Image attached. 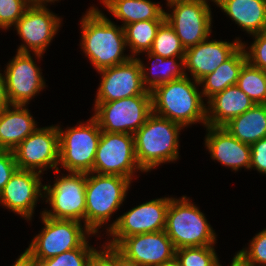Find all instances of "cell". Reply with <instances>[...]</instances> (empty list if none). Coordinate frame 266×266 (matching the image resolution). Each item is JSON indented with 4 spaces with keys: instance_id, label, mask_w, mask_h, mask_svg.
Wrapping results in <instances>:
<instances>
[{
    "instance_id": "5b68a950",
    "label": "cell",
    "mask_w": 266,
    "mask_h": 266,
    "mask_svg": "<svg viewBox=\"0 0 266 266\" xmlns=\"http://www.w3.org/2000/svg\"><path fill=\"white\" fill-rule=\"evenodd\" d=\"M164 231L175 249L216 243V234L206 217L186 196L171 197Z\"/></svg>"
},
{
    "instance_id": "f6af8a7d",
    "label": "cell",
    "mask_w": 266,
    "mask_h": 266,
    "mask_svg": "<svg viewBox=\"0 0 266 266\" xmlns=\"http://www.w3.org/2000/svg\"><path fill=\"white\" fill-rule=\"evenodd\" d=\"M206 1H208V0H206ZM212 1L218 6L224 0H212Z\"/></svg>"
},
{
    "instance_id": "ffe728a7",
    "label": "cell",
    "mask_w": 266,
    "mask_h": 266,
    "mask_svg": "<svg viewBox=\"0 0 266 266\" xmlns=\"http://www.w3.org/2000/svg\"><path fill=\"white\" fill-rule=\"evenodd\" d=\"M208 134L205 146L213 160L230 167L234 171L245 167L250 169L251 146L233 137L223 126H205Z\"/></svg>"
},
{
    "instance_id": "ee69618b",
    "label": "cell",
    "mask_w": 266,
    "mask_h": 266,
    "mask_svg": "<svg viewBox=\"0 0 266 266\" xmlns=\"http://www.w3.org/2000/svg\"><path fill=\"white\" fill-rule=\"evenodd\" d=\"M54 1H58V0H39V5H47V3H49V2H53L54 3Z\"/></svg>"
},
{
    "instance_id": "3957f363",
    "label": "cell",
    "mask_w": 266,
    "mask_h": 266,
    "mask_svg": "<svg viewBox=\"0 0 266 266\" xmlns=\"http://www.w3.org/2000/svg\"><path fill=\"white\" fill-rule=\"evenodd\" d=\"M184 127L179 123L152 113L134 133L137 163L148 172L162 163L179 157V132Z\"/></svg>"
},
{
    "instance_id": "f546056e",
    "label": "cell",
    "mask_w": 266,
    "mask_h": 266,
    "mask_svg": "<svg viewBox=\"0 0 266 266\" xmlns=\"http://www.w3.org/2000/svg\"><path fill=\"white\" fill-rule=\"evenodd\" d=\"M185 51L173 27L164 20L156 32L150 52L163 58H171L184 57Z\"/></svg>"
},
{
    "instance_id": "4316f807",
    "label": "cell",
    "mask_w": 266,
    "mask_h": 266,
    "mask_svg": "<svg viewBox=\"0 0 266 266\" xmlns=\"http://www.w3.org/2000/svg\"><path fill=\"white\" fill-rule=\"evenodd\" d=\"M147 56L149 57L148 59L153 60L151 68L145 67L140 58L137 59L140 61L141 65L143 85L148 91H152L158 85L182 78L187 75V72L184 70V57L163 58L162 56L151 53L150 51L147 52ZM156 68L159 69L157 71L160 72H155ZM149 69H151L152 72H147Z\"/></svg>"
},
{
    "instance_id": "d4e9b609",
    "label": "cell",
    "mask_w": 266,
    "mask_h": 266,
    "mask_svg": "<svg viewBox=\"0 0 266 266\" xmlns=\"http://www.w3.org/2000/svg\"><path fill=\"white\" fill-rule=\"evenodd\" d=\"M246 144H253L266 137V104H255L243 114L232 118L223 126Z\"/></svg>"
},
{
    "instance_id": "5bb4252c",
    "label": "cell",
    "mask_w": 266,
    "mask_h": 266,
    "mask_svg": "<svg viewBox=\"0 0 266 266\" xmlns=\"http://www.w3.org/2000/svg\"><path fill=\"white\" fill-rule=\"evenodd\" d=\"M60 25V17L50 12L46 5L32 3L14 25L17 34L24 41L17 52L30 53L32 51L33 55L41 58L57 34Z\"/></svg>"
},
{
    "instance_id": "e0dca14e",
    "label": "cell",
    "mask_w": 266,
    "mask_h": 266,
    "mask_svg": "<svg viewBox=\"0 0 266 266\" xmlns=\"http://www.w3.org/2000/svg\"><path fill=\"white\" fill-rule=\"evenodd\" d=\"M115 249L141 266H159L175 259V247L162 230L125 237Z\"/></svg>"
},
{
    "instance_id": "8d00e7d4",
    "label": "cell",
    "mask_w": 266,
    "mask_h": 266,
    "mask_svg": "<svg viewBox=\"0 0 266 266\" xmlns=\"http://www.w3.org/2000/svg\"><path fill=\"white\" fill-rule=\"evenodd\" d=\"M251 146V168L259 173L266 174V137L253 143Z\"/></svg>"
},
{
    "instance_id": "ac0fdd59",
    "label": "cell",
    "mask_w": 266,
    "mask_h": 266,
    "mask_svg": "<svg viewBox=\"0 0 266 266\" xmlns=\"http://www.w3.org/2000/svg\"><path fill=\"white\" fill-rule=\"evenodd\" d=\"M40 174L17 169L0 192V203L22 218L31 220L38 198L44 197Z\"/></svg>"
},
{
    "instance_id": "c3c4849f",
    "label": "cell",
    "mask_w": 266,
    "mask_h": 266,
    "mask_svg": "<svg viewBox=\"0 0 266 266\" xmlns=\"http://www.w3.org/2000/svg\"><path fill=\"white\" fill-rule=\"evenodd\" d=\"M213 266H222L219 262V260L213 265Z\"/></svg>"
},
{
    "instance_id": "30bf717a",
    "label": "cell",
    "mask_w": 266,
    "mask_h": 266,
    "mask_svg": "<svg viewBox=\"0 0 266 266\" xmlns=\"http://www.w3.org/2000/svg\"><path fill=\"white\" fill-rule=\"evenodd\" d=\"M51 185H44V197L52 210H44L42 214L55 219L84 220L85 226V186L86 173L69 172L58 177Z\"/></svg>"
},
{
    "instance_id": "2e32d148",
    "label": "cell",
    "mask_w": 266,
    "mask_h": 266,
    "mask_svg": "<svg viewBox=\"0 0 266 266\" xmlns=\"http://www.w3.org/2000/svg\"><path fill=\"white\" fill-rule=\"evenodd\" d=\"M4 70L6 94L10 105H26L42 91L45 80L30 53L17 52Z\"/></svg>"
},
{
    "instance_id": "44dd1931",
    "label": "cell",
    "mask_w": 266,
    "mask_h": 266,
    "mask_svg": "<svg viewBox=\"0 0 266 266\" xmlns=\"http://www.w3.org/2000/svg\"><path fill=\"white\" fill-rule=\"evenodd\" d=\"M207 104L208 126H224L232 118L243 114L255 105L237 85L227 87L222 92L215 94Z\"/></svg>"
},
{
    "instance_id": "8992f818",
    "label": "cell",
    "mask_w": 266,
    "mask_h": 266,
    "mask_svg": "<svg viewBox=\"0 0 266 266\" xmlns=\"http://www.w3.org/2000/svg\"><path fill=\"white\" fill-rule=\"evenodd\" d=\"M41 219L44 224L42 231L24 252L36 265L42 260L79 248L93 234L75 220L49 218L43 214Z\"/></svg>"
},
{
    "instance_id": "681fc988",
    "label": "cell",
    "mask_w": 266,
    "mask_h": 266,
    "mask_svg": "<svg viewBox=\"0 0 266 266\" xmlns=\"http://www.w3.org/2000/svg\"><path fill=\"white\" fill-rule=\"evenodd\" d=\"M263 73H264V76H265V79H266V69L263 70Z\"/></svg>"
},
{
    "instance_id": "b9f144b4",
    "label": "cell",
    "mask_w": 266,
    "mask_h": 266,
    "mask_svg": "<svg viewBox=\"0 0 266 266\" xmlns=\"http://www.w3.org/2000/svg\"><path fill=\"white\" fill-rule=\"evenodd\" d=\"M159 266H180L179 263L174 259L173 261L171 262H168V263H165V264H162V265H159Z\"/></svg>"
},
{
    "instance_id": "4dcf8cb0",
    "label": "cell",
    "mask_w": 266,
    "mask_h": 266,
    "mask_svg": "<svg viewBox=\"0 0 266 266\" xmlns=\"http://www.w3.org/2000/svg\"><path fill=\"white\" fill-rule=\"evenodd\" d=\"M175 260L180 266H213L219 259L214 245L185 247L175 250Z\"/></svg>"
},
{
    "instance_id": "7a4b0ae2",
    "label": "cell",
    "mask_w": 266,
    "mask_h": 266,
    "mask_svg": "<svg viewBox=\"0 0 266 266\" xmlns=\"http://www.w3.org/2000/svg\"><path fill=\"white\" fill-rule=\"evenodd\" d=\"M196 80L182 78L158 85L151 91L152 113L179 123L184 128L195 123L207 125V106Z\"/></svg>"
},
{
    "instance_id": "7bdbcfd3",
    "label": "cell",
    "mask_w": 266,
    "mask_h": 266,
    "mask_svg": "<svg viewBox=\"0 0 266 266\" xmlns=\"http://www.w3.org/2000/svg\"><path fill=\"white\" fill-rule=\"evenodd\" d=\"M231 266H243L238 260L236 255H234L232 262H231Z\"/></svg>"
},
{
    "instance_id": "cb8c5ba5",
    "label": "cell",
    "mask_w": 266,
    "mask_h": 266,
    "mask_svg": "<svg viewBox=\"0 0 266 266\" xmlns=\"http://www.w3.org/2000/svg\"><path fill=\"white\" fill-rule=\"evenodd\" d=\"M245 47L246 44L241 43V46L214 72L199 81V84H203L202 96L207 97V100L227 87L237 84L241 68L247 62Z\"/></svg>"
},
{
    "instance_id": "7dc6e473",
    "label": "cell",
    "mask_w": 266,
    "mask_h": 266,
    "mask_svg": "<svg viewBox=\"0 0 266 266\" xmlns=\"http://www.w3.org/2000/svg\"><path fill=\"white\" fill-rule=\"evenodd\" d=\"M168 3L167 4H170L172 2H175V1H182V0H166Z\"/></svg>"
},
{
    "instance_id": "60d3db41",
    "label": "cell",
    "mask_w": 266,
    "mask_h": 266,
    "mask_svg": "<svg viewBox=\"0 0 266 266\" xmlns=\"http://www.w3.org/2000/svg\"><path fill=\"white\" fill-rule=\"evenodd\" d=\"M118 266H141L138 263L132 262L130 260H127L124 256H122L118 252Z\"/></svg>"
},
{
    "instance_id": "83f0119b",
    "label": "cell",
    "mask_w": 266,
    "mask_h": 266,
    "mask_svg": "<svg viewBox=\"0 0 266 266\" xmlns=\"http://www.w3.org/2000/svg\"><path fill=\"white\" fill-rule=\"evenodd\" d=\"M164 20H143L125 25L126 46L130 47L132 58L142 52H149L156 32Z\"/></svg>"
},
{
    "instance_id": "d590c367",
    "label": "cell",
    "mask_w": 266,
    "mask_h": 266,
    "mask_svg": "<svg viewBox=\"0 0 266 266\" xmlns=\"http://www.w3.org/2000/svg\"><path fill=\"white\" fill-rule=\"evenodd\" d=\"M17 169L13 151L0 150V192Z\"/></svg>"
},
{
    "instance_id": "ba28073f",
    "label": "cell",
    "mask_w": 266,
    "mask_h": 266,
    "mask_svg": "<svg viewBox=\"0 0 266 266\" xmlns=\"http://www.w3.org/2000/svg\"><path fill=\"white\" fill-rule=\"evenodd\" d=\"M94 105L92 117L101 131L109 133L134 135L152 114L151 95H136Z\"/></svg>"
},
{
    "instance_id": "74e56055",
    "label": "cell",
    "mask_w": 266,
    "mask_h": 266,
    "mask_svg": "<svg viewBox=\"0 0 266 266\" xmlns=\"http://www.w3.org/2000/svg\"><path fill=\"white\" fill-rule=\"evenodd\" d=\"M103 247L94 254L88 266H118V251L107 245Z\"/></svg>"
},
{
    "instance_id": "7402d4cb",
    "label": "cell",
    "mask_w": 266,
    "mask_h": 266,
    "mask_svg": "<svg viewBox=\"0 0 266 266\" xmlns=\"http://www.w3.org/2000/svg\"><path fill=\"white\" fill-rule=\"evenodd\" d=\"M26 105H8L0 113V150H14L36 129Z\"/></svg>"
},
{
    "instance_id": "4fadbf2b",
    "label": "cell",
    "mask_w": 266,
    "mask_h": 266,
    "mask_svg": "<svg viewBox=\"0 0 266 266\" xmlns=\"http://www.w3.org/2000/svg\"><path fill=\"white\" fill-rule=\"evenodd\" d=\"M12 151L18 169L42 173L54 168L59 172L58 126L37 128Z\"/></svg>"
},
{
    "instance_id": "d6a6232c",
    "label": "cell",
    "mask_w": 266,
    "mask_h": 266,
    "mask_svg": "<svg viewBox=\"0 0 266 266\" xmlns=\"http://www.w3.org/2000/svg\"><path fill=\"white\" fill-rule=\"evenodd\" d=\"M249 247L237 252V260L243 266H266V229L250 241Z\"/></svg>"
},
{
    "instance_id": "9a60e30c",
    "label": "cell",
    "mask_w": 266,
    "mask_h": 266,
    "mask_svg": "<svg viewBox=\"0 0 266 266\" xmlns=\"http://www.w3.org/2000/svg\"><path fill=\"white\" fill-rule=\"evenodd\" d=\"M97 72L102 75V79L95 103L111 102L136 95H151V91L143 85L141 65L137 57Z\"/></svg>"
},
{
    "instance_id": "7c38bea8",
    "label": "cell",
    "mask_w": 266,
    "mask_h": 266,
    "mask_svg": "<svg viewBox=\"0 0 266 266\" xmlns=\"http://www.w3.org/2000/svg\"><path fill=\"white\" fill-rule=\"evenodd\" d=\"M206 0H182L167 4L165 20L173 27L183 47L188 49L210 37L212 15Z\"/></svg>"
},
{
    "instance_id": "52a82bcc",
    "label": "cell",
    "mask_w": 266,
    "mask_h": 266,
    "mask_svg": "<svg viewBox=\"0 0 266 266\" xmlns=\"http://www.w3.org/2000/svg\"><path fill=\"white\" fill-rule=\"evenodd\" d=\"M69 127L66 131L58 126L59 165L68 173L93 172L95 153L101 138V129L91 117L86 124Z\"/></svg>"
},
{
    "instance_id": "f35d334b",
    "label": "cell",
    "mask_w": 266,
    "mask_h": 266,
    "mask_svg": "<svg viewBox=\"0 0 266 266\" xmlns=\"http://www.w3.org/2000/svg\"><path fill=\"white\" fill-rule=\"evenodd\" d=\"M9 101L6 94L5 77L0 73V113L8 106Z\"/></svg>"
},
{
    "instance_id": "836d02e7",
    "label": "cell",
    "mask_w": 266,
    "mask_h": 266,
    "mask_svg": "<svg viewBox=\"0 0 266 266\" xmlns=\"http://www.w3.org/2000/svg\"><path fill=\"white\" fill-rule=\"evenodd\" d=\"M31 4L29 0H0V28L14 26Z\"/></svg>"
},
{
    "instance_id": "484cf974",
    "label": "cell",
    "mask_w": 266,
    "mask_h": 266,
    "mask_svg": "<svg viewBox=\"0 0 266 266\" xmlns=\"http://www.w3.org/2000/svg\"><path fill=\"white\" fill-rule=\"evenodd\" d=\"M103 5L125 25L143 20H165V10L150 0H102Z\"/></svg>"
},
{
    "instance_id": "ab89813d",
    "label": "cell",
    "mask_w": 266,
    "mask_h": 266,
    "mask_svg": "<svg viewBox=\"0 0 266 266\" xmlns=\"http://www.w3.org/2000/svg\"><path fill=\"white\" fill-rule=\"evenodd\" d=\"M12 266H37L25 253H22Z\"/></svg>"
},
{
    "instance_id": "9c48e42d",
    "label": "cell",
    "mask_w": 266,
    "mask_h": 266,
    "mask_svg": "<svg viewBox=\"0 0 266 266\" xmlns=\"http://www.w3.org/2000/svg\"><path fill=\"white\" fill-rule=\"evenodd\" d=\"M137 163L134 135L102 131L95 153L93 173L119 175L132 181Z\"/></svg>"
},
{
    "instance_id": "603a6c76",
    "label": "cell",
    "mask_w": 266,
    "mask_h": 266,
    "mask_svg": "<svg viewBox=\"0 0 266 266\" xmlns=\"http://www.w3.org/2000/svg\"><path fill=\"white\" fill-rule=\"evenodd\" d=\"M218 6L248 34L266 31V0H224Z\"/></svg>"
},
{
    "instance_id": "277c9868",
    "label": "cell",
    "mask_w": 266,
    "mask_h": 266,
    "mask_svg": "<svg viewBox=\"0 0 266 266\" xmlns=\"http://www.w3.org/2000/svg\"><path fill=\"white\" fill-rule=\"evenodd\" d=\"M130 184V179L119 175L86 173L85 227L93 235L120 208Z\"/></svg>"
},
{
    "instance_id": "f1b7e54d",
    "label": "cell",
    "mask_w": 266,
    "mask_h": 266,
    "mask_svg": "<svg viewBox=\"0 0 266 266\" xmlns=\"http://www.w3.org/2000/svg\"><path fill=\"white\" fill-rule=\"evenodd\" d=\"M255 104H266V79L263 70L246 62L236 84Z\"/></svg>"
},
{
    "instance_id": "bcb514c9",
    "label": "cell",
    "mask_w": 266,
    "mask_h": 266,
    "mask_svg": "<svg viewBox=\"0 0 266 266\" xmlns=\"http://www.w3.org/2000/svg\"><path fill=\"white\" fill-rule=\"evenodd\" d=\"M30 2L39 5V0H29Z\"/></svg>"
},
{
    "instance_id": "6da1fadb",
    "label": "cell",
    "mask_w": 266,
    "mask_h": 266,
    "mask_svg": "<svg viewBox=\"0 0 266 266\" xmlns=\"http://www.w3.org/2000/svg\"><path fill=\"white\" fill-rule=\"evenodd\" d=\"M82 50L96 70L123 64L132 57L124 55V28L113 24L98 10L90 7L81 19Z\"/></svg>"
},
{
    "instance_id": "1f68e13d",
    "label": "cell",
    "mask_w": 266,
    "mask_h": 266,
    "mask_svg": "<svg viewBox=\"0 0 266 266\" xmlns=\"http://www.w3.org/2000/svg\"><path fill=\"white\" fill-rule=\"evenodd\" d=\"M97 251L86 240L79 248L42 260L37 266H88Z\"/></svg>"
},
{
    "instance_id": "8fae6325",
    "label": "cell",
    "mask_w": 266,
    "mask_h": 266,
    "mask_svg": "<svg viewBox=\"0 0 266 266\" xmlns=\"http://www.w3.org/2000/svg\"><path fill=\"white\" fill-rule=\"evenodd\" d=\"M171 198H157L140 204L107 227L112 240L107 246L115 248L125 237L165 230L166 214Z\"/></svg>"
},
{
    "instance_id": "e575fe53",
    "label": "cell",
    "mask_w": 266,
    "mask_h": 266,
    "mask_svg": "<svg viewBox=\"0 0 266 266\" xmlns=\"http://www.w3.org/2000/svg\"><path fill=\"white\" fill-rule=\"evenodd\" d=\"M254 42L245 49L247 62L261 70L266 69V31L254 34ZM248 50V51H246Z\"/></svg>"
},
{
    "instance_id": "d6986e66",
    "label": "cell",
    "mask_w": 266,
    "mask_h": 266,
    "mask_svg": "<svg viewBox=\"0 0 266 266\" xmlns=\"http://www.w3.org/2000/svg\"><path fill=\"white\" fill-rule=\"evenodd\" d=\"M239 38L234 42L210 41L209 37L196 46L186 49L184 54V70H189L192 80L199 82L211 74L228 59L240 46Z\"/></svg>"
}]
</instances>
